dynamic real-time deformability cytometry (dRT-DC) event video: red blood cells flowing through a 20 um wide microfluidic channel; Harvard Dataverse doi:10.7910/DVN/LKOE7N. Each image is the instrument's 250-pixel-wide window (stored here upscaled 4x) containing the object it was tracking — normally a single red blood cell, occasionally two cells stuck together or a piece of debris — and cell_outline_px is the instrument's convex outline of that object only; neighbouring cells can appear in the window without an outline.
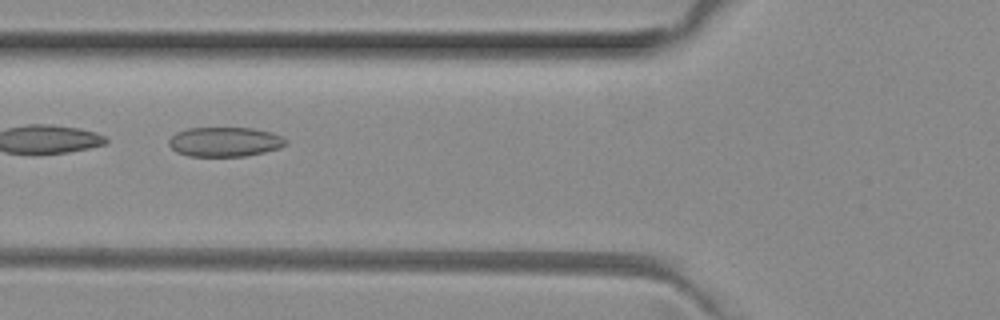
{"species": "common noctule bat (a hibernating species)", "species_latin": "Nyctalus noctula", "temperature_condition": "room temperature", "stored_images_in_passage": 5, "camera_frame_rate_fps": 3000, "um_per_image_px": 0.085, "animal": {"sex": "female", "body_mass_g": 29.2, "forearm_length_mm": 56.3}, "frame": {"image": 1, "passage_image": 2, "time_ms": 0.333, "image_size_px": [1000, 320], "cell_outline_px": [[288, 144], [280, 148], [264, 152], [244, 156], [188, 156], [176, 152], [168, 144], [168, 140], [176, 132], [188, 128], [252, 128], [272, 132], [288, 140]], "centroid_in_image_um": [19.11, 12.05], "position_along_channel_um": 106.7, "area_um2": 20.23}}
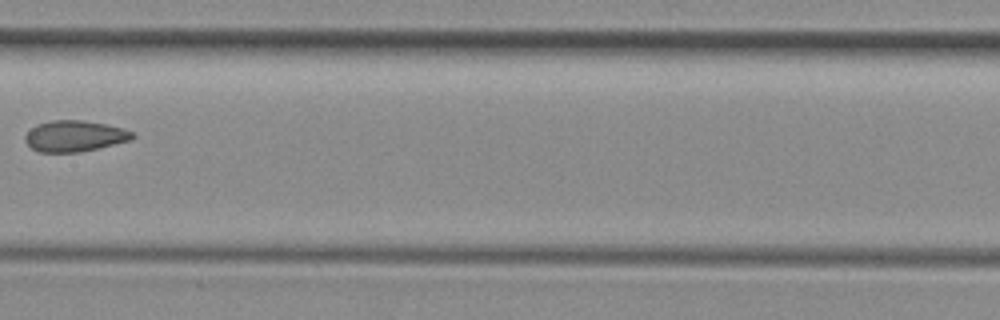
{"frame": {"image": 2, "passage_image": 4, "time_ms": 1.0, "image_size_px": [1000, 320], "cell_outline_px": [[136, 136], [132, 140], [96, 148], [76, 152], [40, 152], [32, 148], [24, 140], [24, 136], [36, 124], [52, 120], [84, 120], [124, 128], [132, 132]], "centroid_in_image_um": [6.34, 11.55], "position_along_channel_um": 201.1, "area_um2": 19.31}}
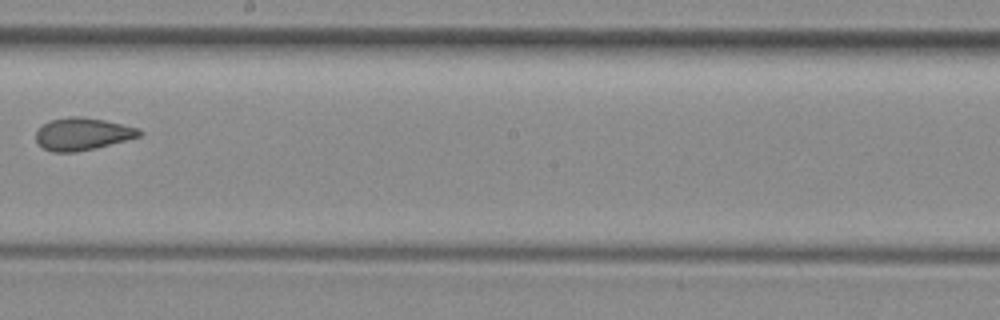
{"frame": {"image": 3, "passage_image": 5, "time_ms": 1.333, "image_size_px": [1000, 320], "cell_outline_px": [[144, 132], [140, 136], [96, 148], [76, 152], [52, 152], [44, 148], [36, 140], [36, 132], [48, 120], [72, 116], [84, 116], [104, 120], [140, 128]], "centroid_in_image_um": [7.03, 11.38], "position_along_channel_um": 241.2, "area_um2": 19.54}}